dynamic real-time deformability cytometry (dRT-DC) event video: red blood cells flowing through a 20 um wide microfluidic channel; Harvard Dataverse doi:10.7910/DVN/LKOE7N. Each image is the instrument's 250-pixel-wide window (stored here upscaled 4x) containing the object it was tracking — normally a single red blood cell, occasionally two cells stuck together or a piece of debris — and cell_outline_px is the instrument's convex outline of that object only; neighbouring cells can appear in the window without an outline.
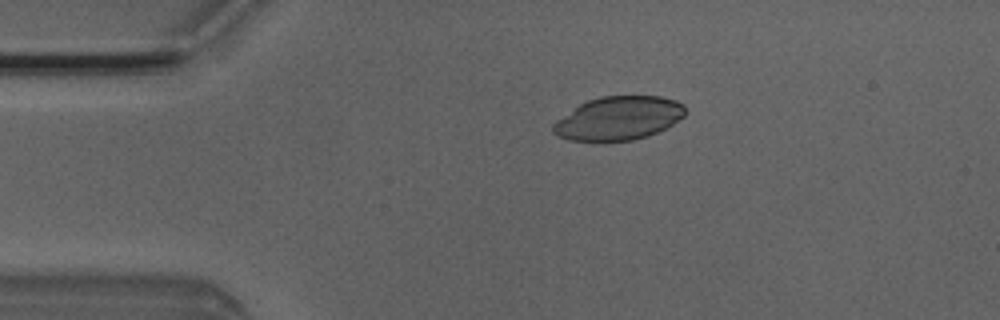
{"species": "Egyptian fruit bat (a non-hibernating species)", "species_latin": "Rousettus aegyptiacus", "temperature_condition": "room temperature", "stored_images_in_passage": 5, "camera_frame_rate_fps": 3000, "um_per_image_px": 0.085, "animal": {"sex": "male"}, "frame": {"image": 1, "passage_image": 3, "time_ms": 0.667, "image_size_px": [1000, 320], "cell_outline_px": [[688, 112], [684, 116], [672, 124], [648, 136], [632, 140], [600, 144], [568, 140], [556, 136], [552, 132], [552, 124], [556, 120], [580, 104], [588, 100], [600, 96], [660, 96], [676, 100], [684, 104]], "centroid_in_image_um": [52.54, 10.09], "position_along_channel_um": 32.5, "area_um2": 34.39}}